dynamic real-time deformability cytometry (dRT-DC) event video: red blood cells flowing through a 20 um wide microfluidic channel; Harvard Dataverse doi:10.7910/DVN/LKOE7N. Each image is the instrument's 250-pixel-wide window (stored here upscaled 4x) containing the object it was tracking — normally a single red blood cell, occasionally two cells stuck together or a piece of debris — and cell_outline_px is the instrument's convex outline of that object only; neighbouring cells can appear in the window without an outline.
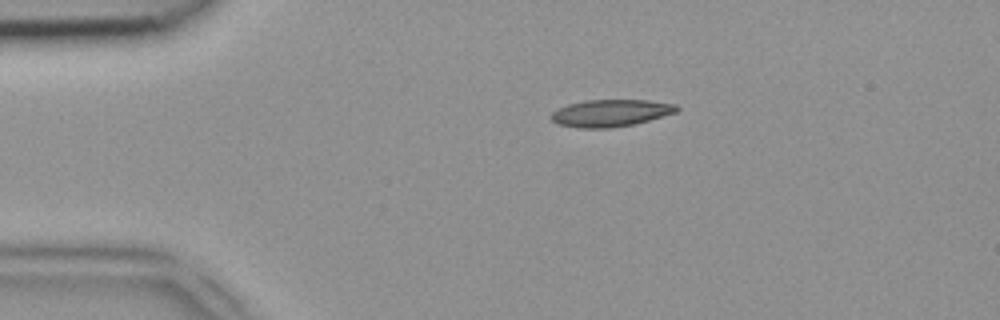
{"species": "common noctule bat (a hibernating species)", "species_latin": "Nyctalus noctula", "temperature_condition": "room temperature", "stored_images_in_passage": 39, "camera_frame_rate_fps": 3000, "um_per_image_px": 0.085, "animal": {"sex": "female", "body_mass_g": 18.4}, "frame": {"image": 1, "passage_image": 1, "time_ms": 0.0, "image_size_px": [1000, 320], "cell_outline_px": [[680, 108], [676, 112], [648, 120], [632, 124], [608, 128], [580, 128], [556, 124], [548, 116], [556, 108], [568, 104], [588, 100], [648, 100], [676, 104]], "centroid_in_image_um": [51.85, 9.6], "position_along_channel_um": 33.2, "area_um2": 19.83}}
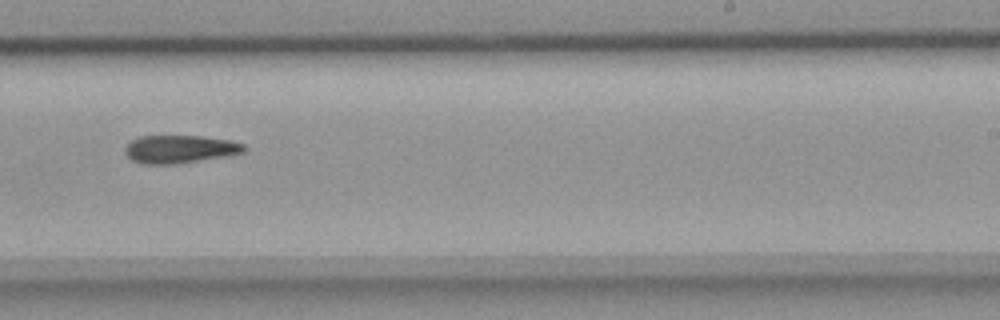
{"frame": {"image": 2, "passage_image": 21, "time_ms": 6.667, "image_size_px": [1000, 320], "cell_outline_px": [[244, 152], [232, 156], [176, 164], [140, 164], [132, 160], [124, 152], [124, 148], [132, 140], [140, 136], [200, 136], [228, 140], [244, 144]], "centroid_in_image_um": [15.29, 12.69], "position_along_channel_um": 273.7, "area_um2": 19.54}}
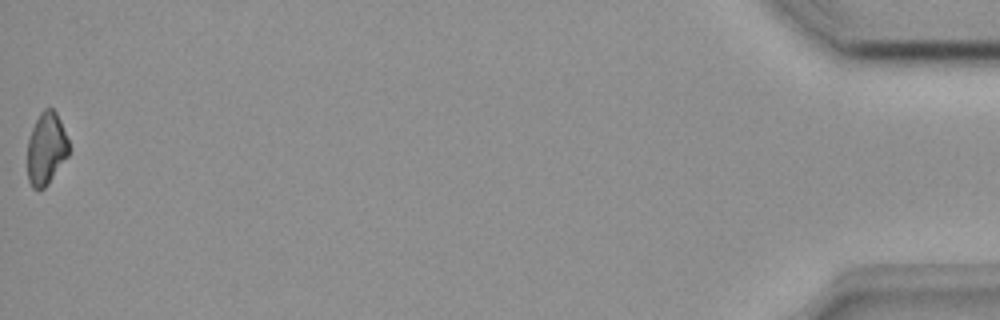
{"frame": {"image": 3, "passage_image": 39, "time_ms": 12.667, "image_size_px": [1000, 320], "cell_outline_px": [[68, 156], [48, 184], [44, 188], [32, 188], [28, 180], [28, 140], [32, 128], [40, 112], [44, 108], [52, 108], [56, 112], [60, 120], [68, 140]], "centroid_in_image_um": [3.93, 12.63], "position_along_channel_um": 431.3, "area_um2": 17.28}}